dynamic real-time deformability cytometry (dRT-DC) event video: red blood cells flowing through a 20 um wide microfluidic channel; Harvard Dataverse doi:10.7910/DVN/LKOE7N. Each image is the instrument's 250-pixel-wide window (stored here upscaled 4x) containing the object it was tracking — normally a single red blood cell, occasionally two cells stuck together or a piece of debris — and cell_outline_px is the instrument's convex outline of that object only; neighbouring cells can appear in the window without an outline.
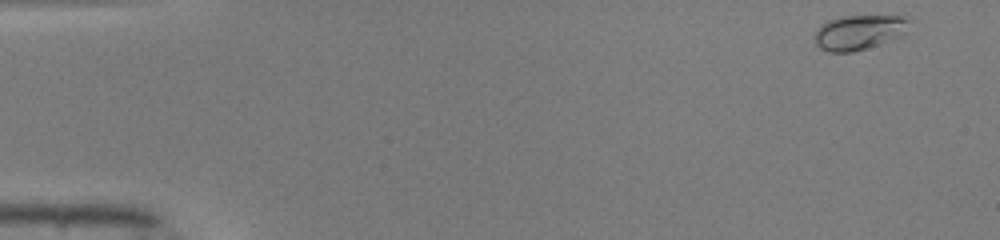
{"species": "common noctule bat (a hibernating species)", "species_latin": "Nyctalus noctula", "temperature_condition": "warm", "stored_images_in_passage": 48, "camera_frame_rate_fps": 3000, "um_per_image_px": 0.085, "animal": {"sex": "male", "body_mass_g": 19.0, "forearm_length_mm": 50.8}, "frame": {"image": 1, "passage_image": 1, "time_ms": 0.0, "image_size_px": [1000, 240], "cell_outline_px": [[916, 20], [900, 36], [880, 44], [852, 52], [828, 52], [820, 48], [816, 44], [816, 32], [828, 20], [840, 16], [900, 16]], "centroid_in_image_um": [73.08, 2.73], "position_along_channel_um": 11.9, "area_um2": 19.13}}
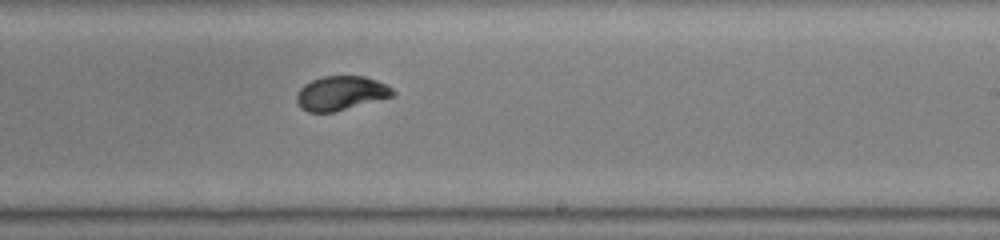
{"frame": {"image": 2, "passage_image": 29, "time_ms": 9.333, "image_size_px": [1000, 240], "cell_outline_px": [[396, 96], [336, 112], [308, 112], [300, 108], [296, 100], [296, 96], [300, 88], [304, 84], [312, 80], [324, 76], [364, 76], [388, 84], [396, 92]], "centroid_in_image_um": [29.02, 7.93], "position_along_channel_um": 260.0, "area_um2": 19.54}}
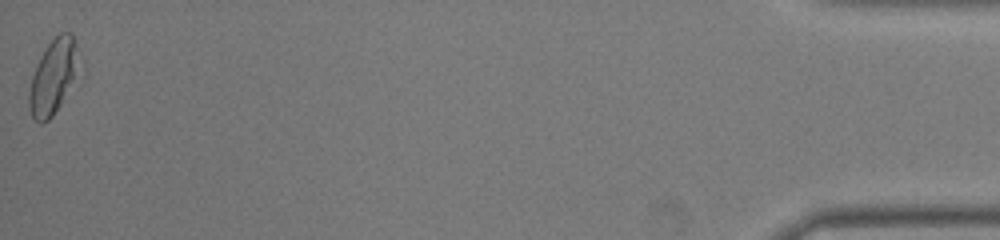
{"frame": {"image": 3, "passage_image": 48, "time_ms": 15.667, "image_size_px": [1000, 240], "cell_outline_px": [[84, 84], [48, 120], [40, 124], [32, 116], [28, 108], [28, 92], [32, 76], [36, 64], [40, 56], [48, 44], [60, 32], [72, 32], [76, 44], [84, 76]], "centroid_in_image_um": [4.69, 6.58], "position_along_channel_um": 430.5, "area_um2": 24.04}, "authors_computed_cell_mechanics": {"area_um2": 19.1029, "velocity_mm_per_s": 4.1246, "shape_relaxation_time_tau1_ms": 4.9979, "shape_relaxation_time_tau2_ms": null, "deformation_change_tau1": 0.1929, "deformation_change_tau2": null}}